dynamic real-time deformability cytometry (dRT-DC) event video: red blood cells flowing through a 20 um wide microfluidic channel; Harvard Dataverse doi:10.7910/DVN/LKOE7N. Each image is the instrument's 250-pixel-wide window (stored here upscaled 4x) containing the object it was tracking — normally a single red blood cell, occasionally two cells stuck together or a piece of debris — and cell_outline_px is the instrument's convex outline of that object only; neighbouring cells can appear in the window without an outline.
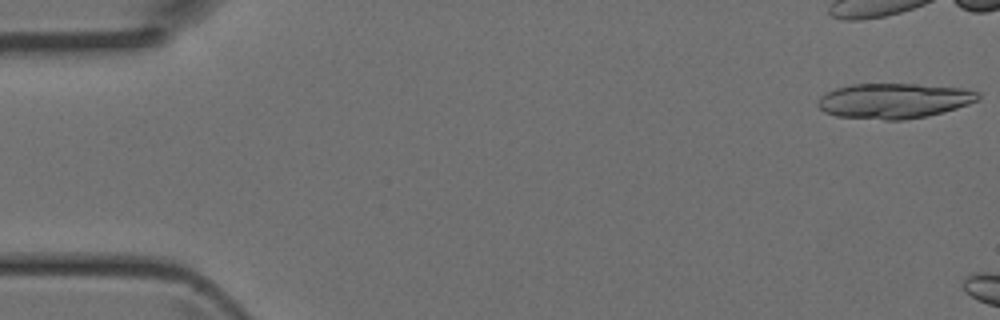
{"species": "Egyptian fruit bat (a non-hibernating species)", "species_latin": "Rousettus aegyptiacus", "temperature_condition": "room temperature", "stored_images_in_passage": 2, "segment_of_instrument_passage": [2, 2], "camera_frame_rate_fps": 3000, "um_per_image_px": 0.085, "animal": {"sex": "female"}, "frame": {"image": 1, "passage_image": 2, "time_ms": 0.333, "image_size_px": [1000, 320], "cell_outline_px": [[980, 96], [976, 100], [968, 104], [956, 108], [928, 116], [904, 120], [884, 120], [836, 116], [824, 112], [816, 104], [820, 96], [836, 88], [852, 84], [916, 84], [964, 88], [980, 92]], "centroid_in_image_um": [75.98, 8.57], "position_along_channel_um": 9.0, "area_um2": 32.89}}